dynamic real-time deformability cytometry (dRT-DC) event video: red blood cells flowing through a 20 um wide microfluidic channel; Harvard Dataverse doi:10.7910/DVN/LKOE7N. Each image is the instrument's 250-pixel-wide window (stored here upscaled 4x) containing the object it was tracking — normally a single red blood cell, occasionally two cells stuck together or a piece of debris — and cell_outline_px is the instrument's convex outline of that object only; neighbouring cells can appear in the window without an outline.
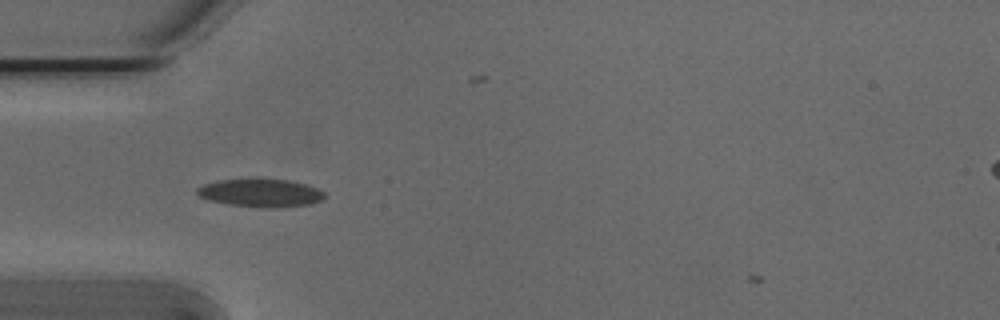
{"species": "Egyptian fruit bat (a non-hibernating species)", "species_latin": "Rousettus aegyptiacus", "temperature_condition": "cold", "stored_images_in_passage": 37, "camera_frame_rate_fps": 3000, "um_per_image_px": 0.085, "animal": {"sex": "male"}, "frame": {"image": 1, "passage_image": 2, "time_ms": 0.333, "image_size_px": [1000, 320], "cell_outline_px": [[324, 200], [312, 204], [276, 208], [264, 208], [228, 204], [208, 200], [196, 196], [196, 188], [204, 184], [220, 180], [288, 180], [308, 184], [324, 192]], "centroid_in_image_um": [22.16, 16.42], "position_along_channel_um": 62.8, "area_um2": 20.81}}
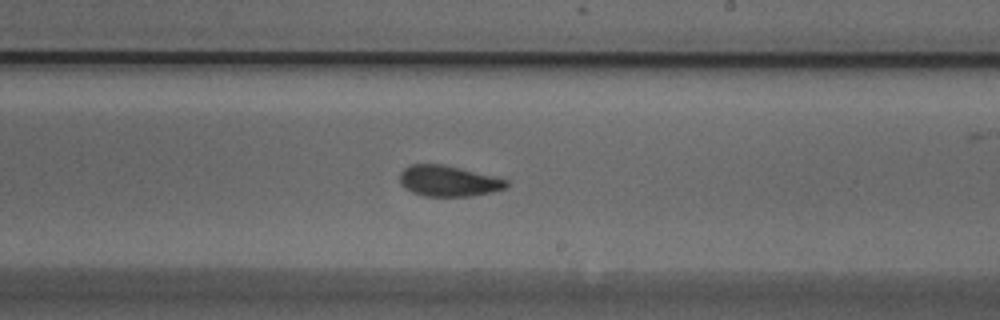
{"frame": {"image": 2, "passage_image": 17, "time_ms": 5.333, "image_size_px": [1000, 320], "cell_outline_px": [[508, 188], [492, 192], [472, 196], [424, 196], [412, 192], [404, 188], [400, 184], [400, 172], [404, 168], [412, 164], [444, 164], [508, 180]], "centroid_in_image_um": [38.1, 15.39], "position_along_channel_um": 250.9, "area_um2": 19.19}}
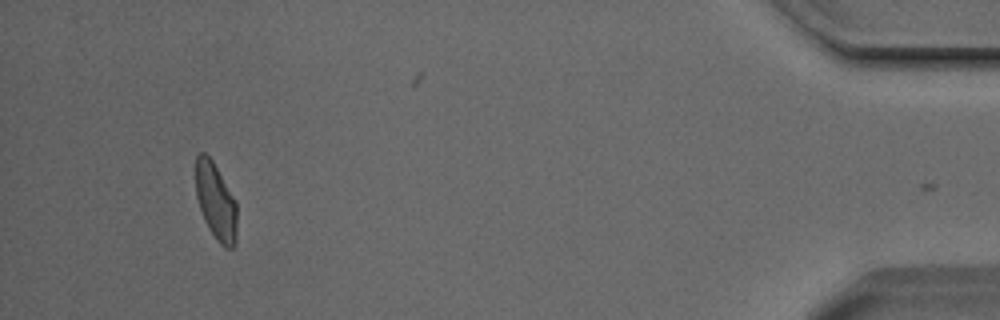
{"frame": {"image": 3, "passage_image": 36, "time_ms": 11.667, "image_size_px": [1000, 320], "cell_outline_px": [[236, 244], [232, 248], [224, 248], [216, 240], [208, 228], [204, 220], [196, 196], [196, 156], [200, 152], [204, 152], [212, 160], [236, 200]], "centroid_in_image_um": [18.35, 17.15], "position_along_channel_um": 416.9, "area_um2": 18.5}, "authors_computed_cell_mechanics": {"area_um2": 19.3052, "velocity_mm_per_s": 3.7955, "shape_relaxation_time_tau1_ms": 7.1036, "shape_relaxation_time_tau2_ms": 2.169, "deformation_change_tau1": 0.1542, "deformation_change_tau2": 0.0777}}